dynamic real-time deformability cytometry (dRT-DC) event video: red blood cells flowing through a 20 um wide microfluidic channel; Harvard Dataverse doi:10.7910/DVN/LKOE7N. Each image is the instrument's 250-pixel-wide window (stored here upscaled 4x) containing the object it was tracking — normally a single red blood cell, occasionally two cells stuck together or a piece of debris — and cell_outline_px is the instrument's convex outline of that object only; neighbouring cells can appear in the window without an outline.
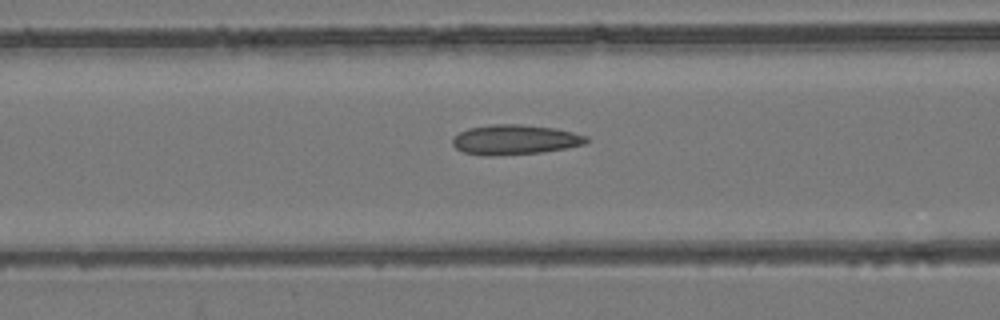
{"species": "common noctule bat (a hibernating species)", "species_latin": "Nyctalus noctula", "temperature_condition": "room temperature", "stored_images_in_passage": 54, "camera_frame_rate_fps": 3000, "um_per_image_px": 0.085, "animal": {"sex": "female", "body_mass_g": 24.6, "forearm_length_mm": 56.2}, "frame": {"image": 1, "passage_image": 22, "time_ms": 7.0, "image_size_px": [1000, 320], "cell_outline_px": [[588, 140], [584, 144], [564, 148], [540, 152], [492, 156], [484, 156], [464, 152], [456, 148], [452, 144], [452, 136], [468, 128], [492, 124], [520, 124], [556, 128], [588, 136]], "centroid_in_image_um": [43.72, 11.86], "position_along_channel_um": 122.9, "area_um2": 23.29}}
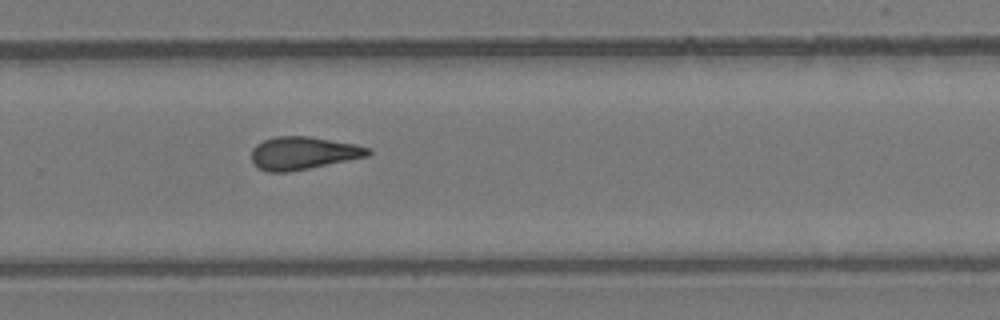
{"frame": {"image": 2, "passage_image": 36, "time_ms": 11.667, "image_size_px": [1000, 320], "cell_outline_px": [[372, 152], [368, 156], [288, 172], [268, 172], [260, 168], [252, 160], [252, 148], [256, 144], [264, 140], [276, 136], [308, 136], [356, 144], [372, 148]], "centroid_in_image_um": [25.79, 13.0], "position_along_channel_um": 304.0, "area_um2": 22.14}}
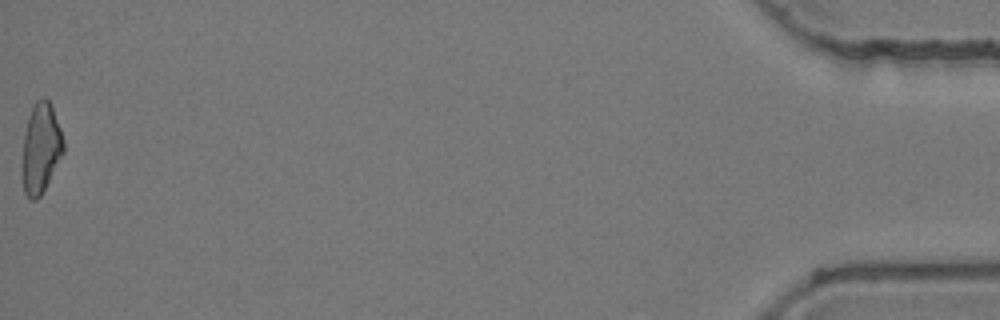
{"frame": {"image": 3, "passage_image": 54, "time_ms": 17.667, "image_size_px": [1000, 320], "cell_outline_px": [[64, 152], [40, 196], [36, 200], [28, 200], [24, 192], [20, 172], [24, 132], [28, 116], [36, 100], [44, 96], [48, 100], [52, 108], [60, 128], [64, 140]], "centroid_in_image_um": [3.43, 12.63], "position_along_channel_um": 431.8, "area_um2": 21.96}, "authors_computed_cell_mechanics": {"area_um2": 22.3397, "velocity_mm_per_s": 3.8904, "shape_relaxation_time_tau1_ms": null, "shape_relaxation_time_tau2_ms": 4.5576, "deformation_change_tau1": null, "deformation_change_tau2": 0.1254}}